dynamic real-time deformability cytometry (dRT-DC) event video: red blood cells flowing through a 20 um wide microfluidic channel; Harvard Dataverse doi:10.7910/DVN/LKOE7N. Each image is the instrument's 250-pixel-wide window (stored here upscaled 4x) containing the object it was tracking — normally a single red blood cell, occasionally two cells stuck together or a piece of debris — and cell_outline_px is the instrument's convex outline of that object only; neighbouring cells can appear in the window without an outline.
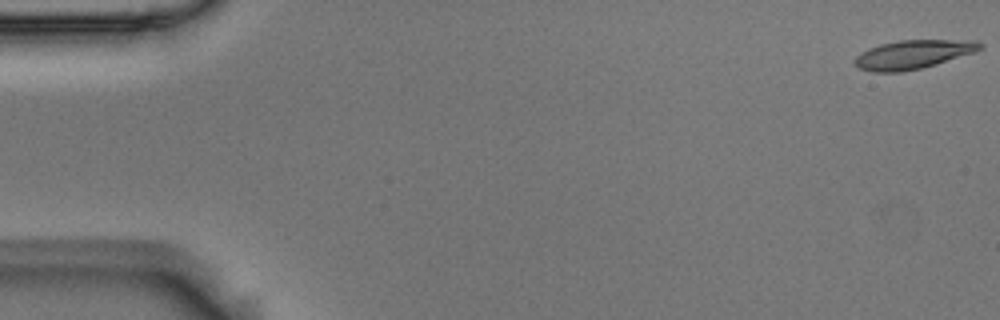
{"species": "Egyptian fruit bat (a non-hibernating species)", "species_latin": "Rousettus aegyptiacus", "temperature_condition": "room temperature", "stored_images_in_passage": 54, "camera_frame_rate_fps": 3000, "um_per_image_px": 0.085, "animal": {"sex": "male"}, "frame": {"image": 1, "passage_image": 1, "time_ms": 0.0, "image_size_px": [1000, 320], "cell_outline_px": [[984, 48], [976, 52], [936, 64], [920, 68], [900, 72], [872, 72], [860, 68], [852, 60], [856, 56], [868, 48], [880, 44], [900, 40], [976, 40], [984, 44]], "centroid_in_image_um": [77.65, 4.62], "position_along_channel_um": 7.4, "area_um2": 21.1}}
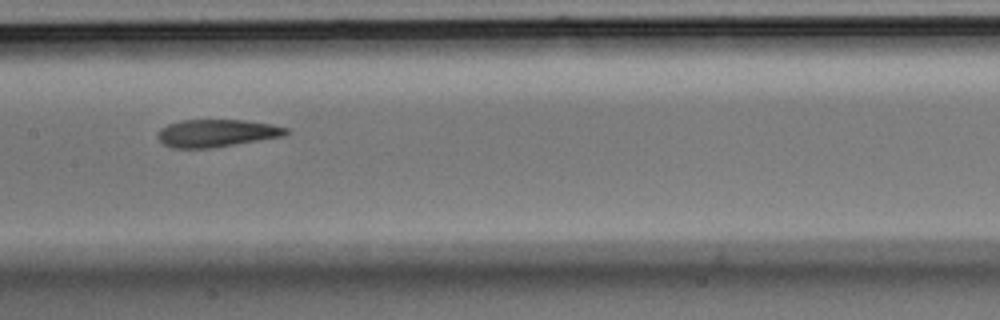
{"frame": {"image": 2, "passage_image": 27, "time_ms": 8.667, "image_size_px": [1000, 320], "cell_outline_px": [[288, 132], [284, 136], [212, 148], [172, 148], [164, 144], [156, 136], [160, 128], [168, 124], [180, 120], [244, 120], [272, 124], [288, 128]], "centroid_in_image_um": [18.4, 11.31], "position_along_channel_um": 189.0, "area_um2": 20.63}}
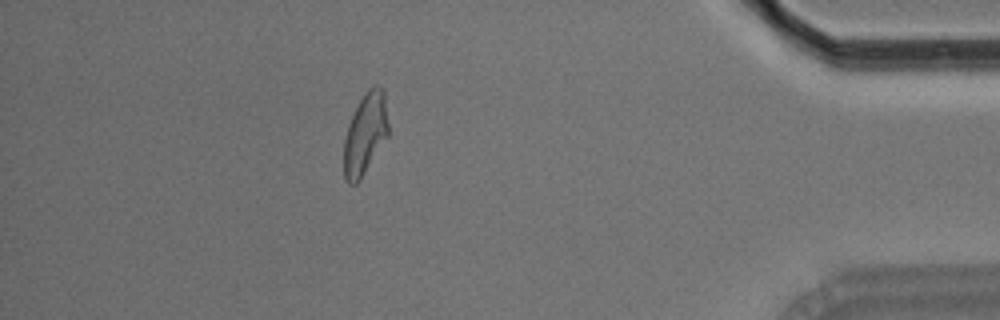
{"frame": {"image": 3, "passage_image": 48, "time_ms": 15.667, "image_size_px": [1000, 320], "cell_outline_px": [[388, 136], [360, 180], [356, 184], [348, 184], [344, 180], [344, 140], [348, 124], [364, 92], [372, 84], [380, 84], [384, 92], [388, 124]], "centroid_in_image_um": [31.04, 11.37], "position_along_channel_um": 404.2, "area_um2": 21.21}, "authors_computed_cell_mechanics": {"area_um2": 21.1259, "velocity_mm_per_s": 3.7167, "shape_relaxation_time_tau1_ms": 4.6417, "shape_relaxation_time_tau2_ms": 2.7049, "deformation_change_tau1": 0.1809, "deformation_change_tau2": 0.1066}}